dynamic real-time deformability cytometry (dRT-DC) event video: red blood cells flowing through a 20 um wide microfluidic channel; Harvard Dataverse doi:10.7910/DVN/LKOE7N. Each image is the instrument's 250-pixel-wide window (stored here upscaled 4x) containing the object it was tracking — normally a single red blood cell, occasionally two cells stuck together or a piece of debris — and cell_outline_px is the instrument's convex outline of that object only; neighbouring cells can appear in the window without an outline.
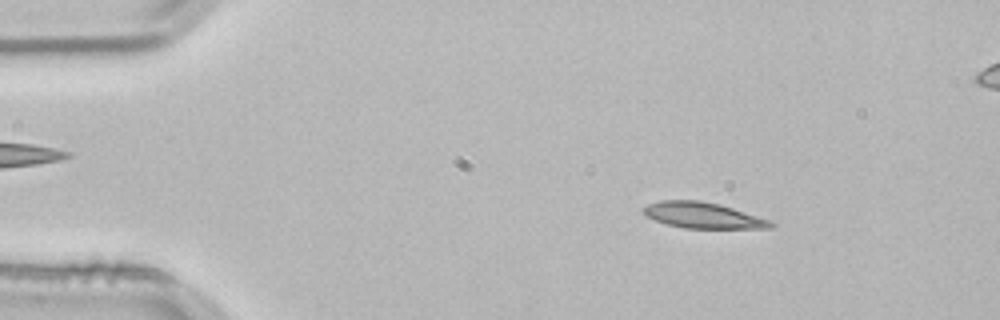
{"species": "common noctule bat (a hibernating species)", "species_latin": "Nyctalus noctula", "temperature_condition": "room temperature", "stored_images_in_passage": 51, "camera_frame_rate_fps": 3000, "um_per_image_px": 0.085, "animal": {"sex": "male", "body_mass_g": 21.5, "forearm_length_mm": 52.0}, "frame": {"image": 1, "passage_image": 5, "time_ms": 1.333, "image_size_px": [1000, 320], "cell_outline_px": [[776, 224], [772, 228], [684, 228], [668, 224], [644, 216], [644, 208], [648, 204], [660, 200], [700, 200], [720, 204], [772, 220]], "centroid_in_image_um": [59.79, 18.3], "position_along_channel_um": 25.2, "area_um2": 19.25}}
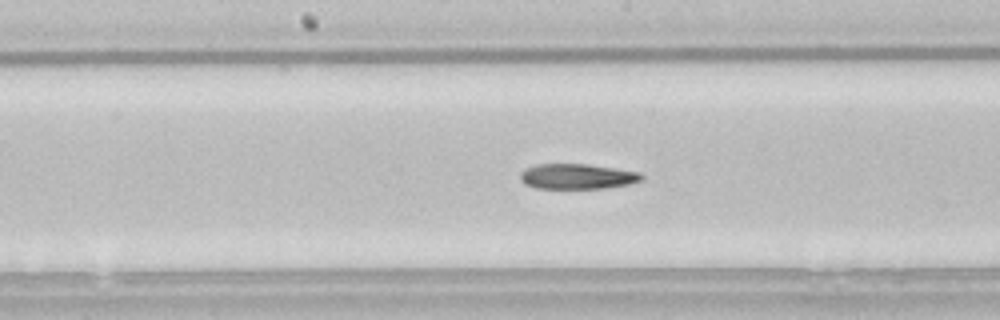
{"frame": {"image": 2, "passage_image": 24, "time_ms": 7.667, "image_size_px": [1000, 320], "cell_outline_px": [[644, 180], [628, 184], [604, 188], [536, 188], [524, 184], [520, 180], [520, 172], [524, 168], [536, 164], [588, 164], [640, 172], [644, 176]], "centroid_in_image_um": [49.04, 14.99], "position_along_channel_um": 199.2, "area_um2": 17.98}}
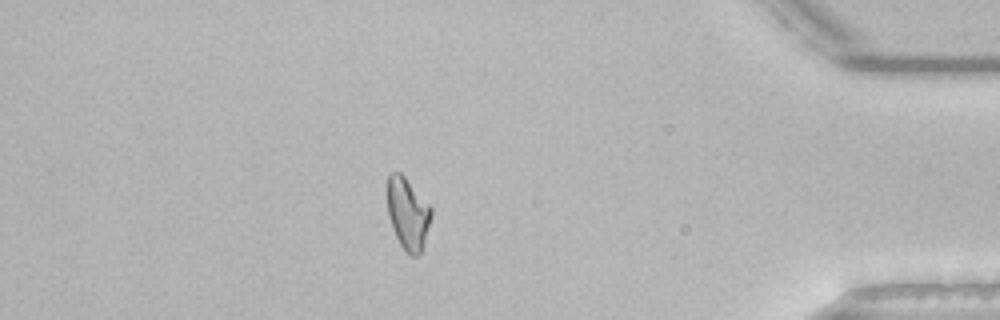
{"frame": {"image": 3, "passage_image": 43, "time_ms": 14.0, "image_size_px": [1000, 320], "cell_outline_px": [[432, 216], [420, 252], [416, 256], [412, 256], [400, 244], [392, 228], [388, 216], [388, 172], [400, 172], [404, 176], [432, 208]], "centroid_in_image_um": [34.65, 18.12], "position_along_channel_um": 400.5, "area_um2": 17.98}}